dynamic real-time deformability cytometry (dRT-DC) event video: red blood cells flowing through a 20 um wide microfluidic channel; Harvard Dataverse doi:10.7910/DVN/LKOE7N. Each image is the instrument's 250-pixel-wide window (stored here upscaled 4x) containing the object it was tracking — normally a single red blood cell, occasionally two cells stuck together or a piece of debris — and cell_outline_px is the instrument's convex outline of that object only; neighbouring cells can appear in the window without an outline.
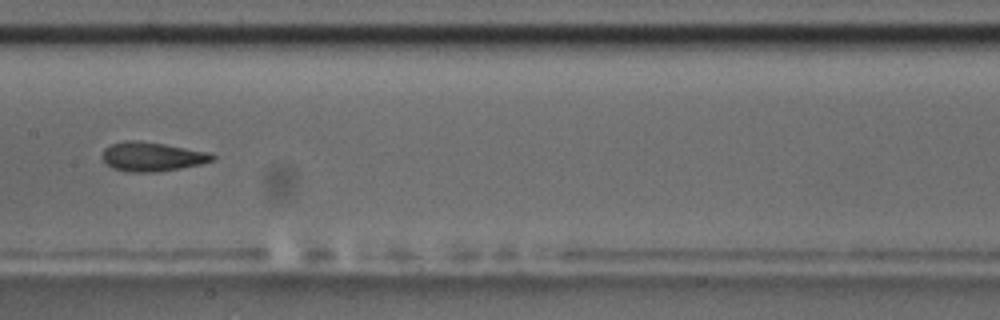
{"species": "common noctule bat (a hibernating species)", "species_latin": "Nyctalus noctula", "temperature_condition": "room temperature", "stored_images_in_passage": 8, "camera_frame_rate_fps": 3000, "um_per_image_px": 0.085, "animal": {"sex": "male", "body_mass_g": 17.5, "forearm_length_mm": 52.3}, "frame": {"image": 1, "passage_image": 8, "time_ms": 8.0, "image_size_px": [1000, 320], "cell_outline_px": [[216, 156], [212, 160], [200, 164], [180, 168], [156, 172], [132, 172], [112, 168], [104, 160], [104, 148], [112, 144], [124, 140], [140, 140], [212, 152]], "centroid_in_image_um": [12.96, 13.3], "position_along_channel_um": 194.4, "area_um2": 18.61}}